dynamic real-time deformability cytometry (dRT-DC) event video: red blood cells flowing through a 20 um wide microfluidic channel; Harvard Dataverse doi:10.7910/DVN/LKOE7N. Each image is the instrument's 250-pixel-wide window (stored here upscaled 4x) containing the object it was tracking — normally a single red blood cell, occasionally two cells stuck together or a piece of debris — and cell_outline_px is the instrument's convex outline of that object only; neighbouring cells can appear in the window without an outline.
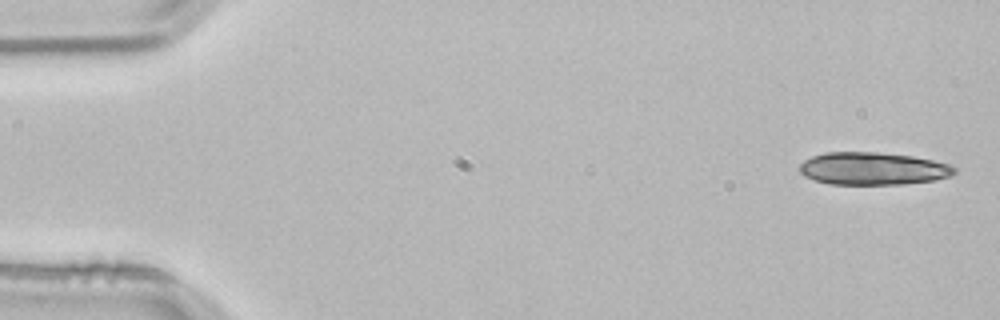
{"species": "common noctule bat (a hibernating species)", "species_latin": "Nyctalus noctula", "temperature_condition": "room temperature", "stored_images_in_passage": 5, "camera_frame_rate_fps": 3000, "um_per_image_px": 0.085, "animal": {"sex": "male", "body_mass_g": 21.5, "forearm_length_mm": 52.0}, "frame": {"image": 1, "passage_image": 1, "time_ms": 0.0, "image_size_px": [1000, 320], "cell_outline_px": [[956, 172], [952, 176], [936, 180], [904, 184], [828, 184], [812, 180], [804, 176], [800, 172], [800, 164], [804, 160], [812, 156], [828, 152], [876, 152], [912, 156], [932, 160], [948, 164], [956, 168]], "centroid_in_image_um": [74.19, 14.34], "position_along_channel_um": 10.8, "area_um2": 29.54}}